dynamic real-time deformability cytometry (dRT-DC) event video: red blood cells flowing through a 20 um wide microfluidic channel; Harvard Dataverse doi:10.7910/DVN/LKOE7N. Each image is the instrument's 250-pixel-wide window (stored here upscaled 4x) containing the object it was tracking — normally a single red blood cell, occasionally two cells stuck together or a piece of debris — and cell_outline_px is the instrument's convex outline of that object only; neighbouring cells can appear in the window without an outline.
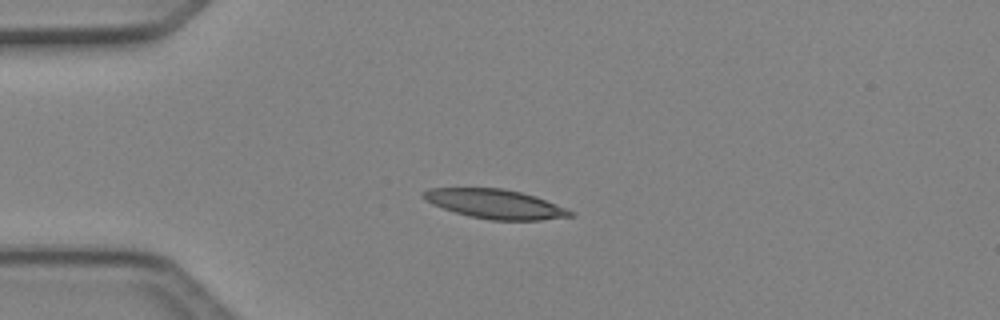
{"species": "Egyptian fruit bat (a non-hibernating species)", "species_latin": "Rousettus aegyptiacus", "temperature_condition": "cold", "stored_images_in_passage": 5, "camera_frame_rate_fps": 3000, "um_per_image_px": 0.085, "animal": {"sex": "female"}, "frame": {"image": 1, "passage_image": 3, "time_ms": 0.667, "image_size_px": [1000, 320], "cell_outline_px": [[576, 216], [540, 220], [492, 220], [468, 216], [432, 204], [420, 196], [420, 192], [428, 188], [500, 188], [520, 192], [536, 196], [564, 208], [572, 212]], "centroid_in_image_um": [42.05, 17.33], "position_along_channel_um": 43.0, "area_um2": 24.91}}
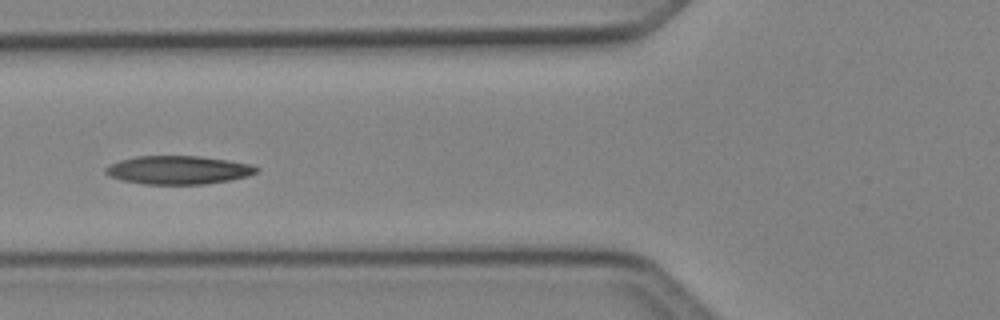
{"frame": {"image": 2, "passage_image": 5, "time_ms": 1.333, "image_size_px": [1000, 320], "cell_outline_px": [[260, 168], [256, 172], [248, 176], [228, 180], [204, 184], [144, 184], [120, 180], [108, 176], [104, 172], [104, 168], [120, 160], [136, 156], [200, 156], [228, 160], [248, 164]], "centroid_in_image_um": [15.11, 14.45], "position_along_channel_um": 110.7, "area_um2": 24.91}}